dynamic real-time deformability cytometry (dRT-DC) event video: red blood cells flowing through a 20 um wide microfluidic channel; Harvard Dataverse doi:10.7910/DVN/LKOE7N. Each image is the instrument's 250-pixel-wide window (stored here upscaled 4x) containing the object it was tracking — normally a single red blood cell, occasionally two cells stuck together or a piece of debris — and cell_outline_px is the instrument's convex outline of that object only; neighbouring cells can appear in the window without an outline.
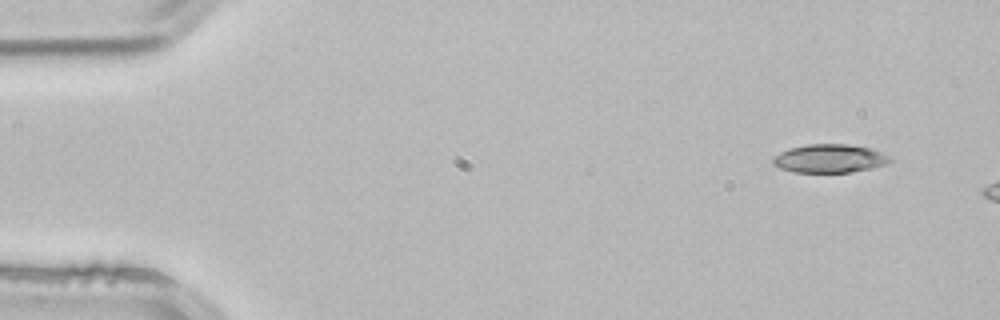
{"species": "common noctule bat (a hibernating species)", "species_latin": "Nyctalus noctula", "temperature_condition": "room temperature", "stored_images_in_passage": 3, "camera_frame_rate_fps": 3000, "um_per_image_px": 0.085, "animal": {"sex": "male", "body_mass_g": 21.5, "forearm_length_mm": 52.0}, "frame": {"image": 1, "passage_image": 1, "time_ms": 0.0, "image_size_px": [1000, 320], "cell_outline_px": [[892, 160], [888, 164], [872, 168], [852, 172], [792, 172], [780, 168], [772, 164], [772, 160], [780, 152], [792, 148], [808, 144], [848, 144], [872, 148], [892, 156]], "centroid_in_image_um": [70.58, 13.47], "position_along_channel_um": 14.4, "area_um2": 19.54}}